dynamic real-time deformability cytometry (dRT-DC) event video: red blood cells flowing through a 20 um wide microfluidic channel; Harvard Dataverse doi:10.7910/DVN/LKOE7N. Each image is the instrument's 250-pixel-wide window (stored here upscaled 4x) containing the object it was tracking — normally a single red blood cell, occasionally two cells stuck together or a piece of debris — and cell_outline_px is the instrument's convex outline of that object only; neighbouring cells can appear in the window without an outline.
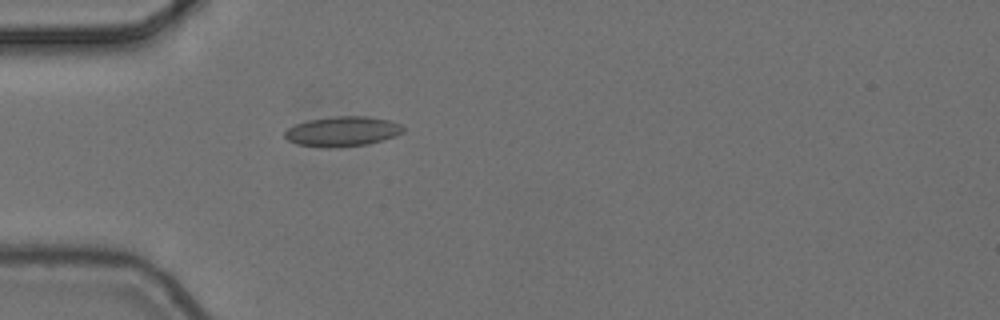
{"species": "common noctule bat (a hibernating species)", "species_latin": "Nyctalus noctula", "temperature_condition": "cold", "stored_images_in_passage": 1, "camera_frame_rate_fps": 3000, "um_per_image_px": 0.085, "animal": {"sex": "female", "body_mass_g": 24.6, "forearm_length_mm": 56.2}, "frame": {"image": 1, "passage_image": 1, "time_ms": 0.0, "image_size_px": [1000, 320], "cell_outline_px": [[404, 132], [368, 144], [328, 148], [296, 144], [288, 140], [284, 136], [284, 132], [288, 128], [296, 124], [308, 120], [332, 116], [368, 116], [388, 120], [400, 124], [404, 128]], "centroid_in_image_um": [29.07, 11.16], "position_along_channel_um": 55.9, "area_um2": 20.52}}